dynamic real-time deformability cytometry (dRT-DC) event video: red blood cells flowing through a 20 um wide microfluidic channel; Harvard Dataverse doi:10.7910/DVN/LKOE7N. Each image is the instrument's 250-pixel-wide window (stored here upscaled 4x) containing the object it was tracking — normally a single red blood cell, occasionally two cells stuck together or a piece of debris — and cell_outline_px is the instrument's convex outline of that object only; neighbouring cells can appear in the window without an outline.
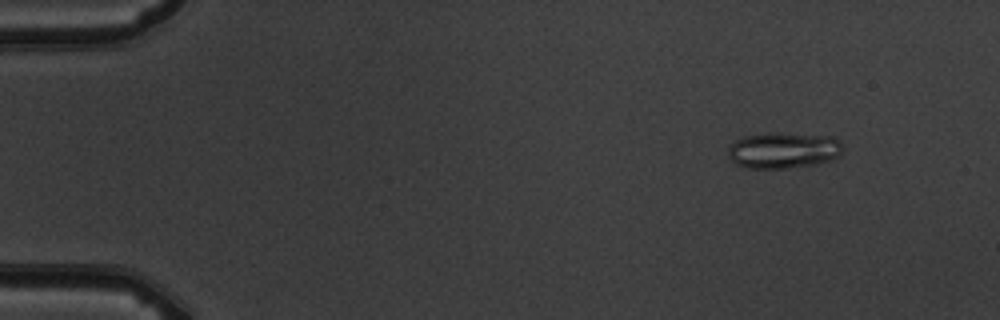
{"species": "common noctule bat (a hibernating species)", "species_latin": "Nyctalus noctula", "temperature_condition": "warm", "stored_images_in_passage": 5, "camera_frame_rate_fps": 3000, "um_per_image_px": 0.085, "animal": {"sex": "male", "body_mass_g": 19.5, "forearm_length_mm": 54.6}, "frame": {"image": 1, "passage_image": 2, "time_ms": 1.333, "image_size_px": [1000, 320], "cell_outline_px": [[844, 148], [840, 156], [832, 160], [812, 164], [788, 168], [744, 168], [736, 164], [728, 156], [728, 148], [736, 140], [744, 136], [832, 136], [840, 140]], "centroid_in_image_um": [66.62, 12.84], "position_along_channel_um": 18.4, "area_um2": 23.06}}
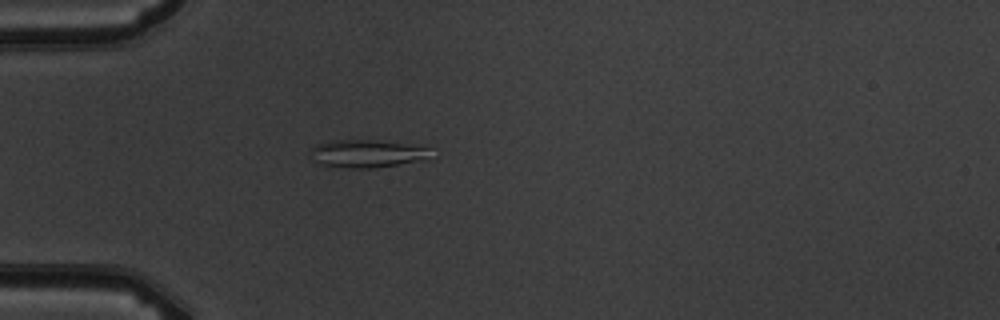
{"frame": {"image": 2, "passage_image": 5, "time_ms": 4.667, "image_size_px": [1000, 320], "cell_outline_px": [[432, 148], [428, 160], [372, 168], [348, 168], [320, 164], [312, 160], [308, 152], [316, 144], [332, 140], [372, 140]], "centroid_in_image_um": [31.16, 13.07], "position_along_channel_um": 53.8, "area_um2": 19.54}}